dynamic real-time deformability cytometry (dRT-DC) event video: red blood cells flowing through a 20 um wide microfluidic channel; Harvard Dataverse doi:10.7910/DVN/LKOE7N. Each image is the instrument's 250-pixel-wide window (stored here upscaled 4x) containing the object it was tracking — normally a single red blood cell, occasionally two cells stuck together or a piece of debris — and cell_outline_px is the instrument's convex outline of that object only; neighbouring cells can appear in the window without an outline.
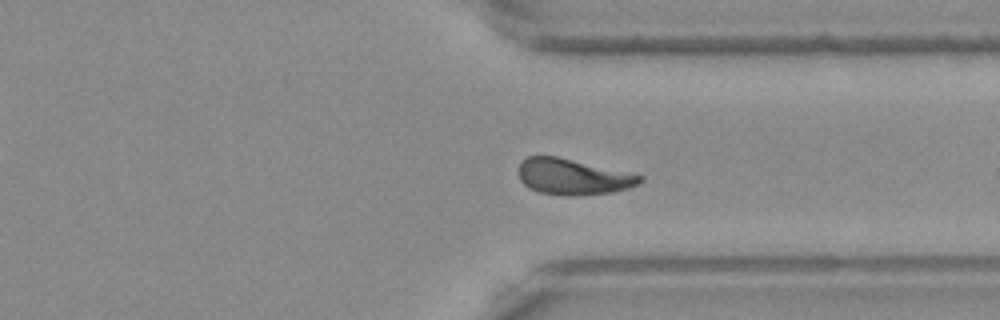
{"species": "Egyptian fruit bat (a non-hibernating species)", "species_latin": "Rousettus aegyptiacus", "temperature_condition": "warm", "stored_images_in_passage": 47, "camera_frame_rate_fps": 3000, "um_per_image_px": 0.085, "frame": {"image": 1, "passage_image": 34, "time_ms": 11.0, "image_size_px": [1000, 320], "cell_outline_px": [[644, 180], [632, 188], [612, 192], [576, 196], [568, 196], [540, 192], [524, 184], [520, 180], [520, 160], [528, 156], [556, 156], [644, 176]], "centroid_in_image_um": [48.73, 15.03], "position_along_channel_um": 362.7, "area_um2": 25.2}, "authors_computed_cell_mechanics": {"area_um2": 25.5476, "velocity_mm_per_s": 3.9612, "shape_relaxation_time_tau1_ms": 6.6788, "shape_relaxation_time_tau2_ms": 2.5824, "deformation_change_tau1": 0.2131, "deformation_change_tau2": 0.0727}}